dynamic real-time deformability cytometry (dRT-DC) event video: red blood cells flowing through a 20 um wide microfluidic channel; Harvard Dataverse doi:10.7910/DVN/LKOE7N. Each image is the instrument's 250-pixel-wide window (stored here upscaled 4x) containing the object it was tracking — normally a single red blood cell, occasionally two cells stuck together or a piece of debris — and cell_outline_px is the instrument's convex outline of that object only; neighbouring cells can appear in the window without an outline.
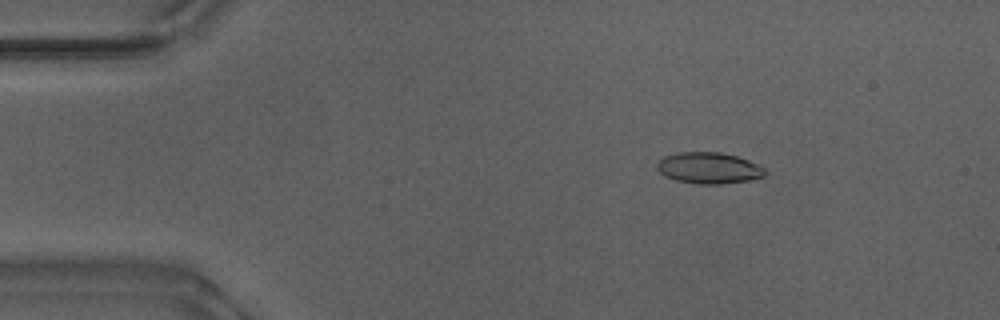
{"species": "Egyptian fruit bat (a non-hibernating species)", "species_latin": "Rousettus aegyptiacus", "temperature_condition": "warm", "stored_images_in_passage": 53, "camera_frame_rate_fps": 3000, "um_per_image_px": 0.085, "animal": {"sex": "male"}, "frame": {"image": 1, "passage_image": 8, "time_ms": 2.333, "image_size_px": [1000, 320], "cell_outline_px": [[768, 172], [764, 176], [752, 180], [720, 184], [700, 184], [676, 180], [664, 176], [656, 168], [656, 164], [664, 156], [676, 152], [720, 152], [736, 156], [748, 160], [764, 168]], "centroid_in_image_um": [60.25, 14.28], "position_along_channel_um": 24.8, "area_um2": 19.77}}
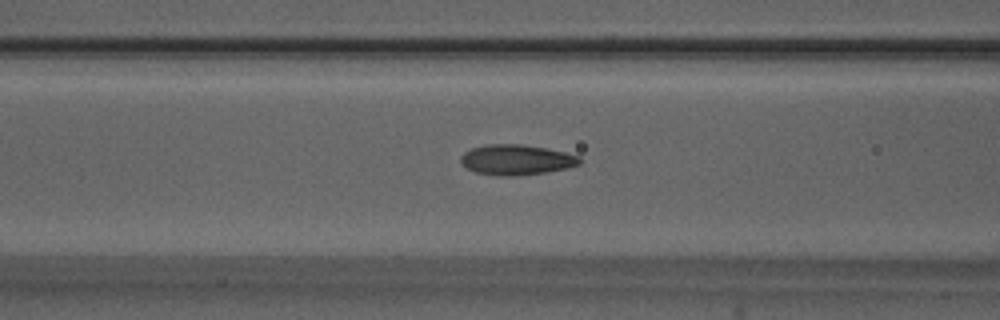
{"frame": {"image": 2, "passage_image": 21, "time_ms": 6.667, "image_size_px": [1000, 320], "cell_outline_px": [[584, 160], [580, 164], [568, 168], [544, 172], [512, 176], [496, 176], [476, 172], [468, 168], [460, 160], [460, 156], [464, 152], [472, 148], [488, 144], [520, 144], [544, 148], [564, 152], [580, 156]], "centroid_in_image_um": [43.91, 13.58], "position_along_channel_um": 122.7, "area_um2": 20.92}}
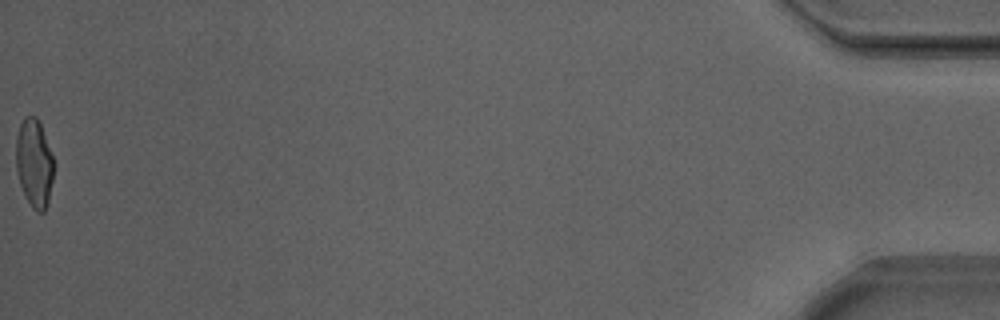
{"frame": {"image": 3, "passage_image": 53, "time_ms": 17.333, "image_size_px": [1000, 320], "cell_outline_px": [[52, 180], [48, 200], [44, 212], [36, 212], [32, 208], [20, 184], [16, 168], [16, 136], [20, 124], [24, 116], [36, 116], [40, 124], [52, 156]], "centroid_in_image_um": [2.88, 13.85], "position_along_channel_um": 432.3, "area_um2": 18.96}, "authors_computed_cell_mechanics": {"area_um2": 19.7676, "velocity_mm_per_s": 3.8965, "shape_relaxation_time_tau1_ms": 4.7117, "shape_relaxation_time_tau2_ms": 1.1187, "deformation_change_tau1": 0.1841, "deformation_change_tau2": 0.0653}}